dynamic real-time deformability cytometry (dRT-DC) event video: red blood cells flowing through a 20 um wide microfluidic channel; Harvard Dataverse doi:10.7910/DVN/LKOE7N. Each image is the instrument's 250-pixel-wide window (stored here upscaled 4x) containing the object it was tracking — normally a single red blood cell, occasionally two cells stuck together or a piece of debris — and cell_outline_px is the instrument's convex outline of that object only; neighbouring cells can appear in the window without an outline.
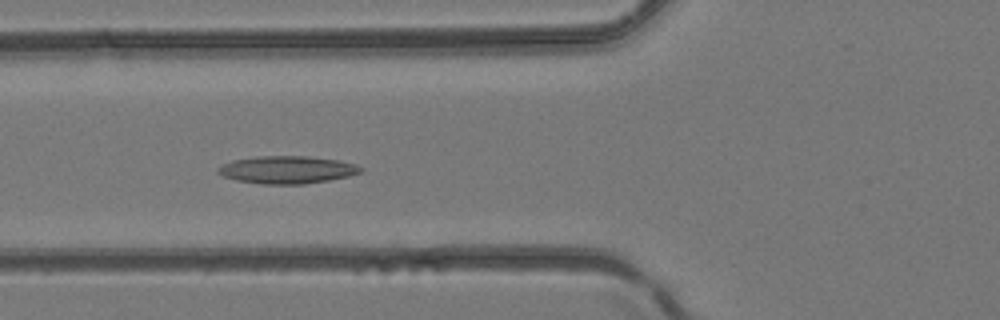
{"species": "common noctule bat (a hibernating species)", "species_latin": "Nyctalus noctula", "temperature_condition": "room temperature", "stored_images_in_passage": 43, "camera_frame_rate_fps": 3000, "um_per_image_px": 0.085, "animal": {"sex": "female", "body_mass_g": 24.6, "forearm_length_mm": 56.2}, "frame": {"image": 1, "passage_image": 17, "time_ms": 5.333, "image_size_px": [1000, 320], "cell_outline_px": [[364, 172], [348, 176], [328, 180], [304, 184], [260, 184], [236, 180], [224, 176], [216, 172], [216, 168], [232, 160], [256, 156], [308, 156], [340, 160], [356, 164], [364, 168]], "centroid_in_image_um": [24.42, 14.42], "position_along_channel_um": 101.4, "area_um2": 23.12}}
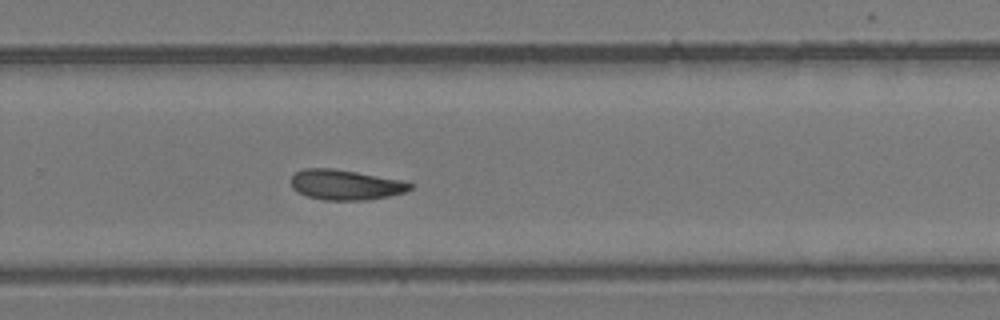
{"frame": {"image": 2, "passage_image": 29, "time_ms": 9.333, "image_size_px": [1000, 320], "cell_outline_px": [[412, 188], [404, 192], [388, 196], [368, 200], [324, 200], [308, 196], [292, 188], [292, 176], [296, 172], [304, 168], [332, 168], [404, 180], [412, 184]], "centroid_in_image_um": [29.39, 15.7], "position_along_channel_um": 300.4, "area_um2": 20.81}}
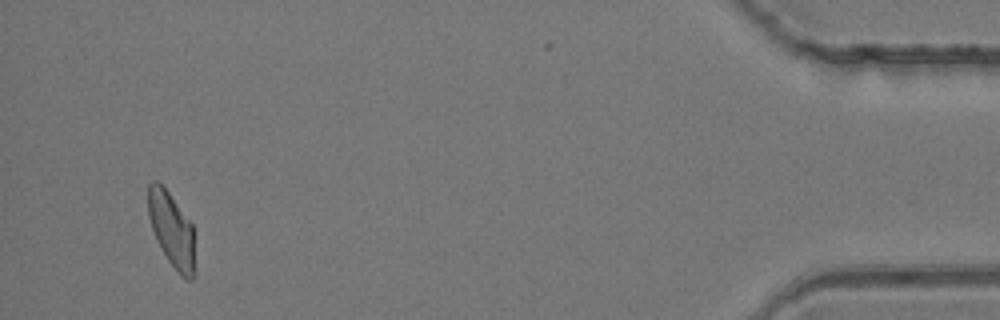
{"frame": {"image": 3, "passage_image": 41, "time_ms": 13.333, "image_size_px": [1000, 320], "cell_outline_px": [[196, 272], [192, 280], [184, 280], [180, 276], [168, 260], [160, 248], [152, 228], [148, 216], [148, 184], [152, 180], [156, 180], [168, 192], [192, 224]], "centroid_in_image_um": [14.61, 19.59], "position_along_channel_um": 420.6, "area_um2": 20.46}}